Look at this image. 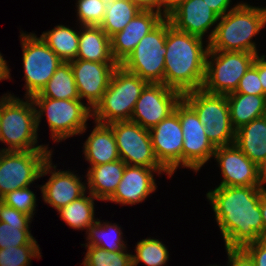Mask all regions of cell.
Listing matches in <instances>:
<instances>
[{
    "mask_svg": "<svg viewBox=\"0 0 266 266\" xmlns=\"http://www.w3.org/2000/svg\"><path fill=\"white\" fill-rule=\"evenodd\" d=\"M262 186H218L206 197L215 213V220L225 248H243L262 239Z\"/></svg>",
    "mask_w": 266,
    "mask_h": 266,
    "instance_id": "cell-1",
    "label": "cell"
},
{
    "mask_svg": "<svg viewBox=\"0 0 266 266\" xmlns=\"http://www.w3.org/2000/svg\"><path fill=\"white\" fill-rule=\"evenodd\" d=\"M176 30L167 19L164 84L182 94L202 89L209 42ZM205 47V48H204Z\"/></svg>",
    "mask_w": 266,
    "mask_h": 266,
    "instance_id": "cell-2",
    "label": "cell"
},
{
    "mask_svg": "<svg viewBox=\"0 0 266 266\" xmlns=\"http://www.w3.org/2000/svg\"><path fill=\"white\" fill-rule=\"evenodd\" d=\"M265 26L266 7L241 1L219 17L217 25L206 36V42H209V50L259 54L257 44L252 40Z\"/></svg>",
    "mask_w": 266,
    "mask_h": 266,
    "instance_id": "cell-3",
    "label": "cell"
},
{
    "mask_svg": "<svg viewBox=\"0 0 266 266\" xmlns=\"http://www.w3.org/2000/svg\"><path fill=\"white\" fill-rule=\"evenodd\" d=\"M26 100L11 93L4 94L0 98L1 142L8 145L2 151L49 149L48 145L37 144L36 109L31 98Z\"/></svg>",
    "mask_w": 266,
    "mask_h": 266,
    "instance_id": "cell-4",
    "label": "cell"
},
{
    "mask_svg": "<svg viewBox=\"0 0 266 266\" xmlns=\"http://www.w3.org/2000/svg\"><path fill=\"white\" fill-rule=\"evenodd\" d=\"M147 84L145 80L118 65L107 90L92 109L94 122L109 125L118 121H129L136 101Z\"/></svg>",
    "mask_w": 266,
    "mask_h": 266,
    "instance_id": "cell-5",
    "label": "cell"
},
{
    "mask_svg": "<svg viewBox=\"0 0 266 266\" xmlns=\"http://www.w3.org/2000/svg\"><path fill=\"white\" fill-rule=\"evenodd\" d=\"M37 116V129L42 115L46 114L51 138L60 142L69 137L80 135L87 129L86 122L92 118V109L81 100L31 97Z\"/></svg>",
    "mask_w": 266,
    "mask_h": 266,
    "instance_id": "cell-6",
    "label": "cell"
},
{
    "mask_svg": "<svg viewBox=\"0 0 266 266\" xmlns=\"http://www.w3.org/2000/svg\"><path fill=\"white\" fill-rule=\"evenodd\" d=\"M182 99L196 112L208 139L215 147L235 143L236 130L230 119L226 95L197 89L184 93Z\"/></svg>",
    "mask_w": 266,
    "mask_h": 266,
    "instance_id": "cell-7",
    "label": "cell"
},
{
    "mask_svg": "<svg viewBox=\"0 0 266 266\" xmlns=\"http://www.w3.org/2000/svg\"><path fill=\"white\" fill-rule=\"evenodd\" d=\"M257 55L251 52L209 50L202 89L211 94L233 93Z\"/></svg>",
    "mask_w": 266,
    "mask_h": 266,
    "instance_id": "cell-8",
    "label": "cell"
},
{
    "mask_svg": "<svg viewBox=\"0 0 266 266\" xmlns=\"http://www.w3.org/2000/svg\"><path fill=\"white\" fill-rule=\"evenodd\" d=\"M167 18L145 35L120 64L147 83L164 84Z\"/></svg>",
    "mask_w": 266,
    "mask_h": 266,
    "instance_id": "cell-9",
    "label": "cell"
},
{
    "mask_svg": "<svg viewBox=\"0 0 266 266\" xmlns=\"http://www.w3.org/2000/svg\"><path fill=\"white\" fill-rule=\"evenodd\" d=\"M53 150L2 151L0 149V199L41 178L43 165Z\"/></svg>",
    "mask_w": 266,
    "mask_h": 266,
    "instance_id": "cell-10",
    "label": "cell"
},
{
    "mask_svg": "<svg viewBox=\"0 0 266 266\" xmlns=\"http://www.w3.org/2000/svg\"><path fill=\"white\" fill-rule=\"evenodd\" d=\"M26 94H38L63 62L35 33L20 32Z\"/></svg>",
    "mask_w": 266,
    "mask_h": 266,
    "instance_id": "cell-11",
    "label": "cell"
},
{
    "mask_svg": "<svg viewBox=\"0 0 266 266\" xmlns=\"http://www.w3.org/2000/svg\"><path fill=\"white\" fill-rule=\"evenodd\" d=\"M114 134L119 157L126 165L155 168L170 178L172 175L158 162L152 145L150 131L139 124L118 121L108 125Z\"/></svg>",
    "mask_w": 266,
    "mask_h": 266,
    "instance_id": "cell-12",
    "label": "cell"
},
{
    "mask_svg": "<svg viewBox=\"0 0 266 266\" xmlns=\"http://www.w3.org/2000/svg\"><path fill=\"white\" fill-rule=\"evenodd\" d=\"M174 111L183 132L182 167L198 172L213 157L216 147L208 139L196 112L183 99Z\"/></svg>",
    "mask_w": 266,
    "mask_h": 266,
    "instance_id": "cell-13",
    "label": "cell"
},
{
    "mask_svg": "<svg viewBox=\"0 0 266 266\" xmlns=\"http://www.w3.org/2000/svg\"><path fill=\"white\" fill-rule=\"evenodd\" d=\"M183 94L165 84L148 83L142 90L131 121L150 130L174 112Z\"/></svg>",
    "mask_w": 266,
    "mask_h": 266,
    "instance_id": "cell-14",
    "label": "cell"
},
{
    "mask_svg": "<svg viewBox=\"0 0 266 266\" xmlns=\"http://www.w3.org/2000/svg\"><path fill=\"white\" fill-rule=\"evenodd\" d=\"M149 131L158 162L173 175L182 167L183 132L178 114L174 111Z\"/></svg>",
    "mask_w": 266,
    "mask_h": 266,
    "instance_id": "cell-15",
    "label": "cell"
},
{
    "mask_svg": "<svg viewBox=\"0 0 266 266\" xmlns=\"http://www.w3.org/2000/svg\"><path fill=\"white\" fill-rule=\"evenodd\" d=\"M80 100L86 98L93 109L107 90L117 63H99L76 59L70 61Z\"/></svg>",
    "mask_w": 266,
    "mask_h": 266,
    "instance_id": "cell-16",
    "label": "cell"
},
{
    "mask_svg": "<svg viewBox=\"0 0 266 266\" xmlns=\"http://www.w3.org/2000/svg\"><path fill=\"white\" fill-rule=\"evenodd\" d=\"M213 157L223 175L219 186H261L259 166L235 143L216 147Z\"/></svg>",
    "mask_w": 266,
    "mask_h": 266,
    "instance_id": "cell-17",
    "label": "cell"
},
{
    "mask_svg": "<svg viewBox=\"0 0 266 266\" xmlns=\"http://www.w3.org/2000/svg\"><path fill=\"white\" fill-rule=\"evenodd\" d=\"M51 174L49 180L41 185L42 198L46 204L58 210L73 200L83 196L87 191V185L80 180V177L71 171H61L52 164L51 157L43 165L40 177Z\"/></svg>",
    "mask_w": 266,
    "mask_h": 266,
    "instance_id": "cell-18",
    "label": "cell"
},
{
    "mask_svg": "<svg viewBox=\"0 0 266 266\" xmlns=\"http://www.w3.org/2000/svg\"><path fill=\"white\" fill-rule=\"evenodd\" d=\"M165 17L154 10H141L120 32L111 37V52L120 65L135 49L140 40L155 29Z\"/></svg>",
    "mask_w": 266,
    "mask_h": 266,
    "instance_id": "cell-19",
    "label": "cell"
},
{
    "mask_svg": "<svg viewBox=\"0 0 266 266\" xmlns=\"http://www.w3.org/2000/svg\"><path fill=\"white\" fill-rule=\"evenodd\" d=\"M167 19L176 30L204 39L208 30L217 25L219 16L204 0H181Z\"/></svg>",
    "mask_w": 266,
    "mask_h": 266,
    "instance_id": "cell-20",
    "label": "cell"
},
{
    "mask_svg": "<svg viewBox=\"0 0 266 266\" xmlns=\"http://www.w3.org/2000/svg\"><path fill=\"white\" fill-rule=\"evenodd\" d=\"M154 172L161 174L155 168L126 165L122 179L108 201L122 205L142 203L157 189Z\"/></svg>",
    "mask_w": 266,
    "mask_h": 266,
    "instance_id": "cell-21",
    "label": "cell"
},
{
    "mask_svg": "<svg viewBox=\"0 0 266 266\" xmlns=\"http://www.w3.org/2000/svg\"><path fill=\"white\" fill-rule=\"evenodd\" d=\"M31 219L0 200V249L30 244L35 239L29 230Z\"/></svg>",
    "mask_w": 266,
    "mask_h": 266,
    "instance_id": "cell-22",
    "label": "cell"
},
{
    "mask_svg": "<svg viewBox=\"0 0 266 266\" xmlns=\"http://www.w3.org/2000/svg\"><path fill=\"white\" fill-rule=\"evenodd\" d=\"M121 159L109 163L90 166L87 171V190L97 200L107 201L114 195L125 170Z\"/></svg>",
    "mask_w": 266,
    "mask_h": 266,
    "instance_id": "cell-23",
    "label": "cell"
},
{
    "mask_svg": "<svg viewBox=\"0 0 266 266\" xmlns=\"http://www.w3.org/2000/svg\"><path fill=\"white\" fill-rule=\"evenodd\" d=\"M95 127L84 143L83 153L90 166L119 160L116 140L108 125L94 123Z\"/></svg>",
    "mask_w": 266,
    "mask_h": 266,
    "instance_id": "cell-24",
    "label": "cell"
},
{
    "mask_svg": "<svg viewBox=\"0 0 266 266\" xmlns=\"http://www.w3.org/2000/svg\"><path fill=\"white\" fill-rule=\"evenodd\" d=\"M76 59L99 63H117L111 52V38L100 26H81Z\"/></svg>",
    "mask_w": 266,
    "mask_h": 266,
    "instance_id": "cell-25",
    "label": "cell"
},
{
    "mask_svg": "<svg viewBox=\"0 0 266 266\" xmlns=\"http://www.w3.org/2000/svg\"><path fill=\"white\" fill-rule=\"evenodd\" d=\"M236 146L260 166L266 160V115L236 130Z\"/></svg>",
    "mask_w": 266,
    "mask_h": 266,
    "instance_id": "cell-26",
    "label": "cell"
},
{
    "mask_svg": "<svg viewBox=\"0 0 266 266\" xmlns=\"http://www.w3.org/2000/svg\"><path fill=\"white\" fill-rule=\"evenodd\" d=\"M226 97L230 110V119L235 130L256 118L266 115L265 95L230 93Z\"/></svg>",
    "mask_w": 266,
    "mask_h": 266,
    "instance_id": "cell-27",
    "label": "cell"
},
{
    "mask_svg": "<svg viewBox=\"0 0 266 266\" xmlns=\"http://www.w3.org/2000/svg\"><path fill=\"white\" fill-rule=\"evenodd\" d=\"M40 38L63 61L76 60L78 53L79 31L64 25L43 32Z\"/></svg>",
    "mask_w": 266,
    "mask_h": 266,
    "instance_id": "cell-28",
    "label": "cell"
},
{
    "mask_svg": "<svg viewBox=\"0 0 266 266\" xmlns=\"http://www.w3.org/2000/svg\"><path fill=\"white\" fill-rule=\"evenodd\" d=\"M32 97L80 100L70 62H62L42 90Z\"/></svg>",
    "mask_w": 266,
    "mask_h": 266,
    "instance_id": "cell-29",
    "label": "cell"
},
{
    "mask_svg": "<svg viewBox=\"0 0 266 266\" xmlns=\"http://www.w3.org/2000/svg\"><path fill=\"white\" fill-rule=\"evenodd\" d=\"M57 210L60 218L73 229L86 230L98 219H95V198L90 192Z\"/></svg>",
    "mask_w": 266,
    "mask_h": 266,
    "instance_id": "cell-30",
    "label": "cell"
},
{
    "mask_svg": "<svg viewBox=\"0 0 266 266\" xmlns=\"http://www.w3.org/2000/svg\"><path fill=\"white\" fill-rule=\"evenodd\" d=\"M115 223L101 222L99 219L88 228L87 243L82 246H98L107 251H127V245L123 241V233Z\"/></svg>",
    "mask_w": 266,
    "mask_h": 266,
    "instance_id": "cell-31",
    "label": "cell"
},
{
    "mask_svg": "<svg viewBox=\"0 0 266 266\" xmlns=\"http://www.w3.org/2000/svg\"><path fill=\"white\" fill-rule=\"evenodd\" d=\"M104 20L100 28L111 38L141 11V9L130 0H113L106 3Z\"/></svg>",
    "mask_w": 266,
    "mask_h": 266,
    "instance_id": "cell-32",
    "label": "cell"
},
{
    "mask_svg": "<svg viewBox=\"0 0 266 266\" xmlns=\"http://www.w3.org/2000/svg\"><path fill=\"white\" fill-rule=\"evenodd\" d=\"M136 255H132L133 266L140 262L147 266H165L169 261V251L159 239L146 238L136 244Z\"/></svg>",
    "mask_w": 266,
    "mask_h": 266,
    "instance_id": "cell-33",
    "label": "cell"
},
{
    "mask_svg": "<svg viewBox=\"0 0 266 266\" xmlns=\"http://www.w3.org/2000/svg\"><path fill=\"white\" fill-rule=\"evenodd\" d=\"M85 247L87 252L81 264L83 266H133V254L127 251H107L98 246Z\"/></svg>",
    "mask_w": 266,
    "mask_h": 266,
    "instance_id": "cell-34",
    "label": "cell"
},
{
    "mask_svg": "<svg viewBox=\"0 0 266 266\" xmlns=\"http://www.w3.org/2000/svg\"><path fill=\"white\" fill-rule=\"evenodd\" d=\"M40 247L34 239L24 246L0 249V266H30L32 258L41 257Z\"/></svg>",
    "mask_w": 266,
    "mask_h": 266,
    "instance_id": "cell-35",
    "label": "cell"
},
{
    "mask_svg": "<svg viewBox=\"0 0 266 266\" xmlns=\"http://www.w3.org/2000/svg\"><path fill=\"white\" fill-rule=\"evenodd\" d=\"M77 19L81 26H100L104 20L106 2L102 0H77Z\"/></svg>",
    "mask_w": 266,
    "mask_h": 266,
    "instance_id": "cell-36",
    "label": "cell"
},
{
    "mask_svg": "<svg viewBox=\"0 0 266 266\" xmlns=\"http://www.w3.org/2000/svg\"><path fill=\"white\" fill-rule=\"evenodd\" d=\"M30 186L7 193L0 200L8 206L23 212L33 218L36 208V195L31 191Z\"/></svg>",
    "mask_w": 266,
    "mask_h": 266,
    "instance_id": "cell-37",
    "label": "cell"
},
{
    "mask_svg": "<svg viewBox=\"0 0 266 266\" xmlns=\"http://www.w3.org/2000/svg\"><path fill=\"white\" fill-rule=\"evenodd\" d=\"M233 93H245L249 95H264L258 73V55L254 63L249 67L244 76L240 79L238 87Z\"/></svg>",
    "mask_w": 266,
    "mask_h": 266,
    "instance_id": "cell-38",
    "label": "cell"
},
{
    "mask_svg": "<svg viewBox=\"0 0 266 266\" xmlns=\"http://www.w3.org/2000/svg\"><path fill=\"white\" fill-rule=\"evenodd\" d=\"M253 260L254 266H266V241L257 240L242 248Z\"/></svg>",
    "mask_w": 266,
    "mask_h": 266,
    "instance_id": "cell-39",
    "label": "cell"
},
{
    "mask_svg": "<svg viewBox=\"0 0 266 266\" xmlns=\"http://www.w3.org/2000/svg\"><path fill=\"white\" fill-rule=\"evenodd\" d=\"M228 256L227 266H254L251 257L242 248H225Z\"/></svg>",
    "mask_w": 266,
    "mask_h": 266,
    "instance_id": "cell-40",
    "label": "cell"
},
{
    "mask_svg": "<svg viewBox=\"0 0 266 266\" xmlns=\"http://www.w3.org/2000/svg\"><path fill=\"white\" fill-rule=\"evenodd\" d=\"M181 0H155V11L160 12L165 18L178 6Z\"/></svg>",
    "mask_w": 266,
    "mask_h": 266,
    "instance_id": "cell-41",
    "label": "cell"
},
{
    "mask_svg": "<svg viewBox=\"0 0 266 266\" xmlns=\"http://www.w3.org/2000/svg\"><path fill=\"white\" fill-rule=\"evenodd\" d=\"M206 4L219 16H224L231 6L232 0H204Z\"/></svg>",
    "mask_w": 266,
    "mask_h": 266,
    "instance_id": "cell-42",
    "label": "cell"
},
{
    "mask_svg": "<svg viewBox=\"0 0 266 266\" xmlns=\"http://www.w3.org/2000/svg\"><path fill=\"white\" fill-rule=\"evenodd\" d=\"M258 73L264 95L266 96V55L258 54Z\"/></svg>",
    "mask_w": 266,
    "mask_h": 266,
    "instance_id": "cell-43",
    "label": "cell"
},
{
    "mask_svg": "<svg viewBox=\"0 0 266 266\" xmlns=\"http://www.w3.org/2000/svg\"><path fill=\"white\" fill-rule=\"evenodd\" d=\"M260 209L262 215V240L266 241V191L261 195L260 198Z\"/></svg>",
    "mask_w": 266,
    "mask_h": 266,
    "instance_id": "cell-44",
    "label": "cell"
},
{
    "mask_svg": "<svg viewBox=\"0 0 266 266\" xmlns=\"http://www.w3.org/2000/svg\"><path fill=\"white\" fill-rule=\"evenodd\" d=\"M10 68L7 66V62L0 53V81L2 80H9L11 79L10 77Z\"/></svg>",
    "mask_w": 266,
    "mask_h": 266,
    "instance_id": "cell-45",
    "label": "cell"
},
{
    "mask_svg": "<svg viewBox=\"0 0 266 266\" xmlns=\"http://www.w3.org/2000/svg\"><path fill=\"white\" fill-rule=\"evenodd\" d=\"M136 4L141 10H154L155 11V0H130Z\"/></svg>",
    "mask_w": 266,
    "mask_h": 266,
    "instance_id": "cell-46",
    "label": "cell"
},
{
    "mask_svg": "<svg viewBox=\"0 0 266 266\" xmlns=\"http://www.w3.org/2000/svg\"><path fill=\"white\" fill-rule=\"evenodd\" d=\"M260 169V180H261V186L264 187V184H266V160L259 166Z\"/></svg>",
    "mask_w": 266,
    "mask_h": 266,
    "instance_id": "cell-47",
    "label": "cell"
},
{
    "mask_svg": "<svg viewBox=\"0 0 266 266\" xmlns=\"http://www.w3.org/2000/svg\"><path fill=\"white\" fill-rule=\"evenodd\" d=\"M102 1L108 3V2H111V1H113V0H102Z\"/></svg>",
    "mask_w": 266,
    "mask_h": 266,
    "instance_id": "cell-48",
    "label": "cell"
}]
</instances>
